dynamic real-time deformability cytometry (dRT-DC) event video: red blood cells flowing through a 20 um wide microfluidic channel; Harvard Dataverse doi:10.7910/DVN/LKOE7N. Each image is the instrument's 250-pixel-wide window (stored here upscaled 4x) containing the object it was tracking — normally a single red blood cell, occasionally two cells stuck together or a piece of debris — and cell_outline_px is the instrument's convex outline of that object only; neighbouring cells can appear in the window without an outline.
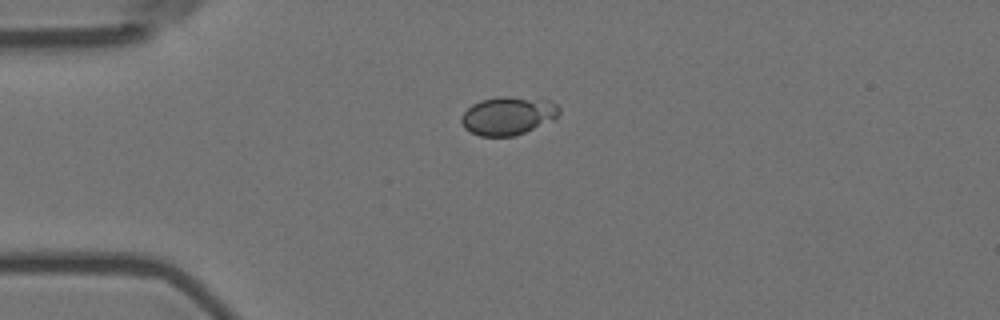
{"species": "Egyptian fruit bat (a non-hibernating species)", "species_latin": "Rousettus aegyptiacus", "temperature_condition": "room temperature", "stored_images_in_passage": 4, "camera_frame_rate_fps": 3000, "um_per_image_px": 0.085, "animal": {"sex": "female"}, "frame": {"image": 1, "passage_image": 4, "time_ms": 1.0, "image_size_px": [1000, 320], "cell_outline_px": [[560, 112], [556, 120], [516, 136], [480, 136], [464, 128], [460, 120], [464, 112], [472, 104], [480, 100], [496, 96], [508, 96], [548, 100], [556, 104], [560, 108]], "centroid_in_image_um": [43.21, 9.84], "position_along_channel_um": 41.8, "area_um2": 22.14}}